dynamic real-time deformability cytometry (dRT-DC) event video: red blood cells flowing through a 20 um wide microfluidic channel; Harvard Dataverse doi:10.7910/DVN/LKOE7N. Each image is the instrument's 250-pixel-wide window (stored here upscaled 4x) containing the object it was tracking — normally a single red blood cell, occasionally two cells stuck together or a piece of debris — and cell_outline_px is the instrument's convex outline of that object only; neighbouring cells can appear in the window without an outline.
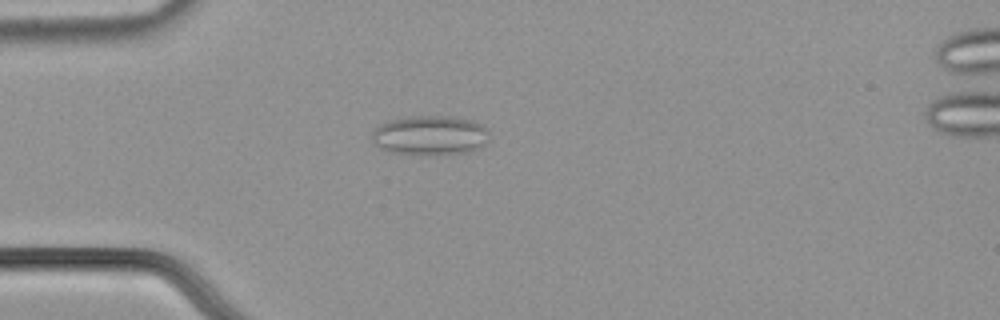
{"species": "common noctule bat (a hibernating species)", "species_latin": "Nyctalus noctula", "temperature_condition": "cold", "stored_images_in_passage": 47, "camera_frame_rate_fps": 3000, "um_per_image_px": 0.085, "animal": {"sex": "male", "body_mass_g": 21.5, "forearm_length_mm": 52.0}, "frame": {"image": 1, "passage_image": 7, "time_ms": 2.0, "image_size_px": [1000, 320], "cell_outline_px": [[488, 140], [480, 148], [468, 152], [392, 152], [380, 148], [372, 140], [372, 132], [380, 124], [388, 120], [408, 116], [452, 116], [472, 120], [488, 128]], "centroid_in_image_um": [36.57, 11.45], "position_along_channel_um": 48.4, "area_um2": 26.36}}
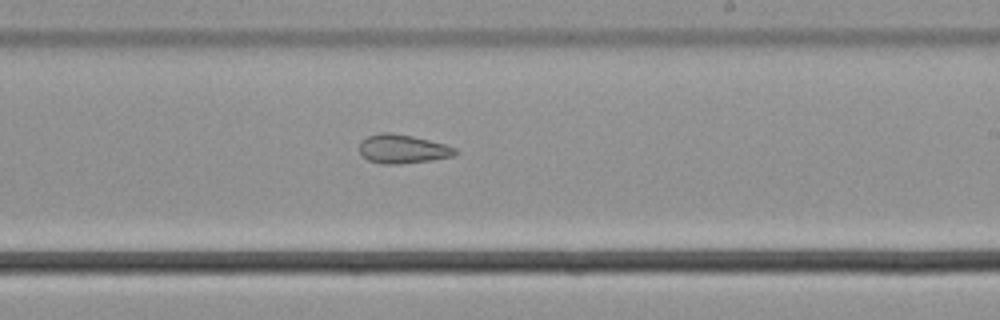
{"frame": {"image": 2, "passage_image": 25, "time_ms": 8.0, "image_size_px": [1000, 320], "cell_outline_px": [[456, 152], [452, 156], [432, 160], [392, 164], [380, 164], [368, 160], [360, 152], [360, 140], [368, 136], [380, 132], [388, 132], [412, 136], [444, 144], [456, 148]], "centroid_in_image_um": [34.18, 12.65], "position_along_channel_um": 254.8, "area_um2": 15.9}}
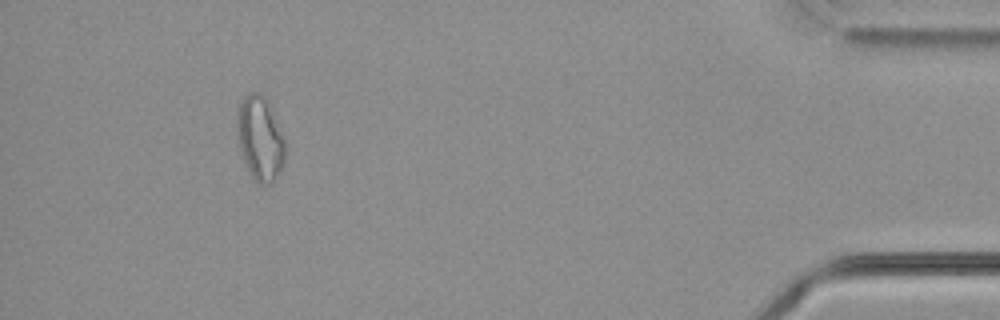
{"frame": {"image": 3, "passage_image": 43, "time_ms": 14.0, "image_size_px": [1000, 320], "cell_outline_px": [[284, 160], [276, 176], [268, 184], [260, 184], [252, 176], [248, 168], [240, 148], [236, 132], [236, 116], [240, 100], [248, 92], [260, 92], [268, 100], [272, 108], [284, 140]], "centroid_in_image_um": [22.07, 11.67], "position_along_channel_um": 413.1, "area_um2": 23.35}, "authors_computed_cell_mechanics": {"area_um2": 19.7098, "velocity_mm_per_s": 3.6957, "shape_relaxation_time_tau1_ms": null, "shape_relaxation_time_tau2_ms": 2.6208, "deformation_change_tau1": null, "deformation_change_tau2": 0.0865}}